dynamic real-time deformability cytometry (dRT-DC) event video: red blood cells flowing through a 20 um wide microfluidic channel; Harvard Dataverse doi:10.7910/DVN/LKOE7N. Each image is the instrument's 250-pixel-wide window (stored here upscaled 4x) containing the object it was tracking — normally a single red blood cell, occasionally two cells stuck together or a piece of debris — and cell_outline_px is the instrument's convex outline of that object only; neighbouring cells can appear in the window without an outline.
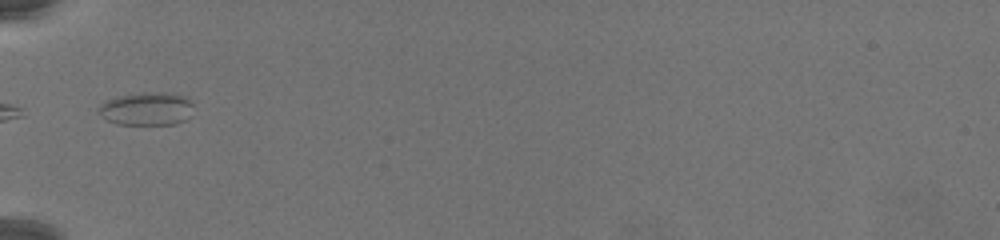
{"species": "common noctule bat (a hibernating species)", "species_latin": "Nyctalus noctula", "temperature_condition": "warm", "stored_images_in_passage": 9, "camera_frame_rate_fps": 3000, "um_per_image_px": 0.085, "animal": {"sex": "female", "body_mass_g": 19.5, "forearm_length_mm": 54.1}, "frame": {"image": 1, "passage_image": 1, "time_ms": 0.0, "image_size_px": [1000, 240], "cell_outline_px": [[192, 116], [188, 120], [176, 124], [116, 124], [104, 120], [96, 112], [96, 108], [100, 104], [116, 96], [148, 92], [160, 92], [188, 96], [192, 104]], "centroid_in_image_um": [12.46, 9.26], "position_along_channel_um": 72.5, "area_um2": 18.79}}